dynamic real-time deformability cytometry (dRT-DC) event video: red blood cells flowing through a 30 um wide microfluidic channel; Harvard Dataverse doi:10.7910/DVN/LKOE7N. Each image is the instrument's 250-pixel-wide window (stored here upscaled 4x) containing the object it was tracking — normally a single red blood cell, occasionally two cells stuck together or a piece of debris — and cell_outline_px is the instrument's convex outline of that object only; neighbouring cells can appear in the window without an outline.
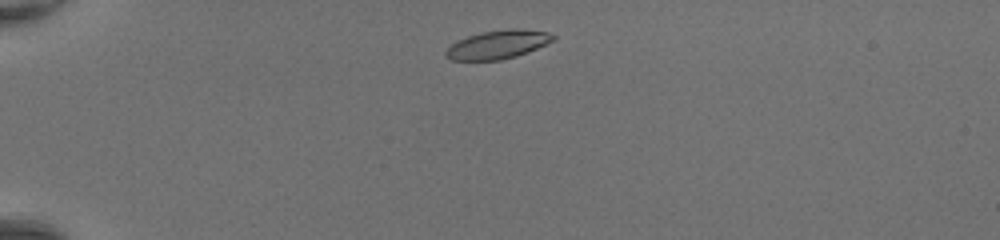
{"species": "common noctule bat (a hibernating species)", "species_latin": "Nyctalus noctula", "temperature_condition": "room temperature", "stored_images_in_passage": 38, "camera_frame_rate_fps": 3000, "um_per_image_px": 0.085, "animal": {"sex": "female", "body_mass_g": 20.0, "forearm_length_mm": 54.0}, "frame": {"image": 1, "passage_image": 3, "time_ms": 0.667, "image_size_px": [1000, 240], "cell_outline_px": [[556, 40], [516, 56], [500, 60], [452, 60], [444, 56], [444, 52], [452, 44], [468, 36], [480, 32], [512, 28], [516, 28], [548, 32], [556, 36]], "centroid_in_image_um": [42.32, 3.78], "position_along_channel_um": 42.7, "area_um2": 17.74}}
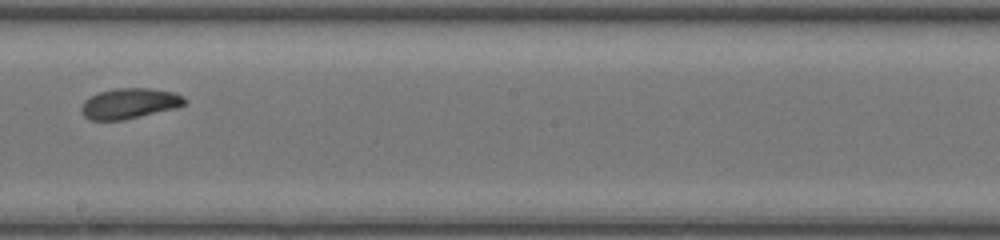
{"frame": {"image": 2, "passage_image": 20, "time_ms": 6.333, "image_size_px": [1000, 240], "cell_outline_px": [[188, 100], [184, 104], [176, 108], [124, 120], [88, 120], [80, 112], [80, 108], [84, 100], [100, 92], [116, 88], [148, 88], [176, 92], [184, 96]], "centroid_in_image_um": [11.01, 8.8], "position_along_channel_um": 237.2, "area_um2": 18.5}}
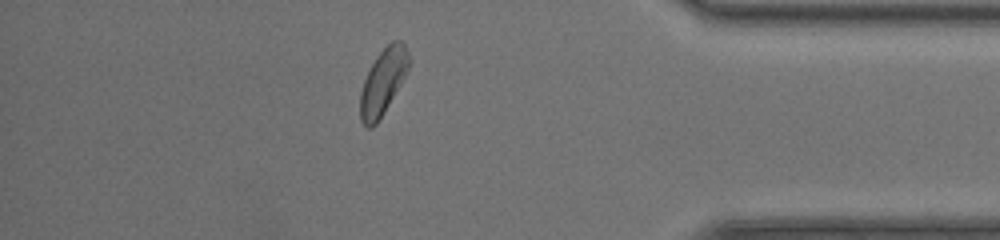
{"frame": {"image": 3, "passage_image": 33, "time_ms": 10.667, "image_size_px": [1000, 240], "cell_outline_px": [[412, 60], [400, 84], [376, 124], [372, 128], [368, 128], [360, 120], [360, 92], [364, 80], [376, 56], [392, 40], [400, 40], [404, 44]], "centroid_in_image_um": [32.56, 6.92], "position_along_channel_um": 402.6, "area_um2": 18.32}, "authors_computed_cell_mechanics": {"area_um2": 18.6116, "velocity_mm_per_s": 4.3767, "shape_relaxation_time_tau1_ms": 3.0228, "shape_relaxation_time_tau2_ms": 3.167, "deformation_change_tau1": 0.1076, "deformation_change_tau2": 0.0891}}